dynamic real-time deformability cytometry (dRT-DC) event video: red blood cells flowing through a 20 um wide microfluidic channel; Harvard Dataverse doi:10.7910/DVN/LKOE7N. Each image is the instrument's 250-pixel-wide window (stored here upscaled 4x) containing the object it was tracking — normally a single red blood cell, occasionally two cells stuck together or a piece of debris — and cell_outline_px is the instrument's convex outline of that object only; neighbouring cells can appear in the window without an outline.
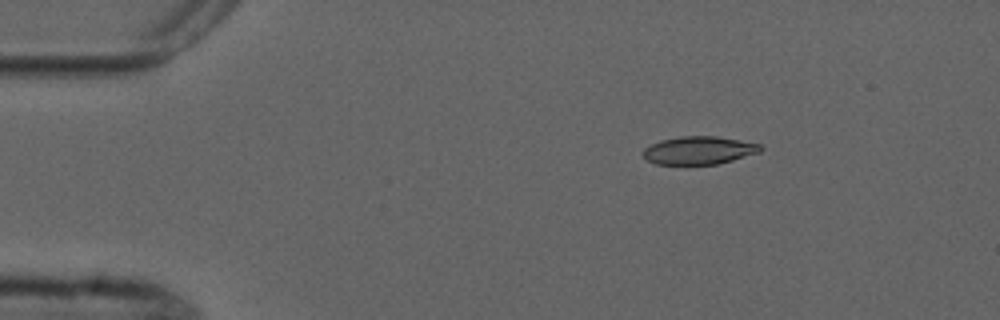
{"species": "common noctule bat (a hibernating species)", "species_latin": "Nyctalus noctula", "temperature_condition": "cold", "stored_images_in_passage": 4, "camera_frame_rate_fps": 3000, "um_per_image_px": 0.085, "animal": {"sex": "male", "forearm_length_mm": 52.5}, "frame": {"image": 1, "passage_image": 2, "time_ms": 1.333, "image_size_px": [1000, 320], "cell_outline_px": [[764, 148], [760, 152], [732, 160], [716, 164], [656, 164], [648, 160], [640, 152], [644, 148], [660, 140], [680, 136], [716, 136], [760, 144]], "centroid_in_image_um": [59.39, 12.77], "position_along_channel_um": 25.6, "area_um2": 19.07}}